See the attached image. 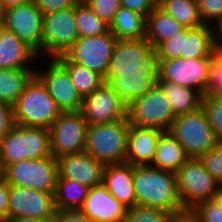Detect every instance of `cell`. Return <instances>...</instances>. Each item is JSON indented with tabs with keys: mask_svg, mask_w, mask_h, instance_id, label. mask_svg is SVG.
I'll return each instance as SVG.
<instances>
[{
	"mask_svg": "<svg viewBox=\"0 0 222 222\" xmlns=\"http://www.w3.org/2000/svg\"><path fill=\"white\" fill-rule=\"evenodd\" d=\"M52 222H93L80 210H55Z\"/></svg>",
	"mask_w": 222,
	"mask_h": 222,
	"instance_id": "obj_45",
	"label": "cell"
},
{
	"mask_svg": "<svg viewBox=\"0 0 222 222\" xmlns=\"http://www.w3.org/2000/svg\"><path fill=\"white\" fill-rule=\"evenodd\" d=\"M175 174L183 210L187 214L197 204L214 199L220 183L199 158H189Z\"/></svg>",
	"mask_w": 222,
	"mask_h": 222,
	"instance_id": "obj_6",
	"label": "cell"
},
{
	"mask_svg": "<svg viewBox=\"0 0 222 222\" xmlns=\"http://www.w3.org/2000/svg\"><path fill=\"white\" fill-rule=\"evenodd\" d=\"M133 185L138 206L158 208L175 218L188 215L183 210L175 173L150 165L133 166Z\"/></svg>",
	"mask_w": 222,
	"mask_h": 222,
	"instance_id": "obj_1",
	"label": "cell"
},
{
	"mask_svg": "<svg viewBox=\"0 0 222 222\" xmlns=\"http://www.w3.org/2000/svg\"><path fill=\"white\" fill-rule=\"evenodd\" d=\"M187 216L193 222H222V208L212 199L197 204Z\"/></svg>",
	"mask_w": 222,
	"mask_h": 222,
	"instance_id": "obj_36",
	"label": "cell"
},
{
	"mask_svg": "<svg viewBox=\"0 0 222 222\" xmlns=\"http://www.w3.org/2000/svg\"><path fill=\"white\" fill-rule=\"evenodd\" d=\"M183 52V30L173 36L170 40L163 42L155 50L156 60H170L181 58Z\"/></svg>",
	"mask_w": 222,
	"mask_h": 222,
	"instance_id": "obj_38",
	"label": "cell"
},
{
	"mask_svg": "<svg viewBox=\"0 0 222 222\" xmlns=\"http://www.w3.org/2000/svg\"><path fill=\"white\" fill-rule=\"evenodd\" d=\"M12 107L14 123L25 127L49 129L62 113L36 75L26 84Z\"/></svg>",
	"mask_w": 222,
	"mask_h": 222,
	"instance_id": "obj_2",
	"label": "cell"
},
{
	"mask_svg": "<svg viewBox=\"0 0 222 222\" xmlns=\"http://www.w3.org/2000/svg\"><path fill=\"white\" fill-rule=\"evenodd\" d=\"M212 58L156 60L157 80H167L181 86L195 88L205 96Z\"/></svg>",
	"mask_w": 222,
	"mask_h": 222,
	"instance_id": "obj_11",
	"label": "cell"
},
{
	"mask_svg": "<svg viewBox=\"0 0 222 222\" xmlns=\"http://www.w3.org/2000/svg\"><path fill=\"white\" fill-rule=\"evenodd\" d=\"M14 125L13 107L0 101V142Z\"/></svg>",
	"mask_w": 222,
	"mask_h": 222,
	"instance_id": "obj_43",
	"label": "cell"
},
{
	"mask_svg": "<svg viewBox=\"0 0 222 222\" xmlns=\"http://www.w3.org/2000/svg\"><path fill=\"white\" fill-rule=\"evenodd\" d=\"M68 72L73 85L82 98L97 90L104 78L98 73L76 63L70 62L64 55L55 58Z\"/></svg>",
	"mask_w": 222,
	"mask_h": 222,
	"instance_id": "obj_30",
	"label": "cell"
},
{
	"mask_svg": "<svg viewBox=\"0 0 222 222\" xmlns=\"http://www.w3.org/2000/svg\"><path fill=\"white\" fill-rule=\"evenodd\" d=\"M88 123L80 111L62 112L50 126L52 156L85 151Z\"/></svg>",
	"mask_w": 222,
	"mask_h": 222,
	"instance_id": "obj_9",
	"label": "cell"
},
{
	"mask_svg": "<svg viewBox=\"0 0 222 222\" xmlns=\"http://www.w3.org/2000/svg\"><path fill=\"white\" fill-rule=\"evenodd\" d=\"M120 3L121 7L137 12L146 18L156 8L152 0H120Z\"/></svg>",
	"mask_w": 222,
	"mask_h": 222,
	"instance_id": "obj_44",
	"label": "cell"
},
{
	"mask_svg": "<svg viewBox=\"0 0 222 222\" xmlns=\"http://www.w3.org/2000/svg\"><path fill=\"white\" fill-rule=\"evenodd\" d=\"M89 8L108 26L121 8L120 0H93Z\"/></svg>",
	"mask_w": 222,
	"mask_h": 222,
	"instance_id": "obj_40",
	"label": "cell"
},
{
	"mask_svg": "<svg viewBox=\"0 0 222 222\" xmlns=\"http://www.w3.org/2000/svg\"><path fill=\"white\" fill-rule=\"evenodd\" d=\"M156 7L162 5L166 0H152Z\"/></svg>",
	"mask_w": 222,
	"mask_h": 222,
	"instance_id": "obj_55",
	"label": "cell"
},
{
	"mask_svg": "<svg viewBox=\"0 0 222 222\" xmlns=\"http://www.w3.org/2000/svg\"><path fill=\"white\" fill-rule=\"evenodd\" d=\"M159 7L186 28L204 25L198 13L197 0H166Z\"/></svg>",
	"mask_w": 222,
	"mask_h": 222,
	"instance_id": "obj_32",
	"label": "cell"
},
{
	"mask_svg": "<svg viewBox=\"0 0 222 222\" xmlns=\"http://www.w3.org/2000/svg\"><path fill=\"white\" fill-rule=\"evenodd\" d=\"M204 168L219 182L222 183V142L199 158Z\"/></svg>",
	"mask_w": 222,
	"mask_h": 222,
	"instance_id": "obj_37",
	"label": "cell"
},
{
	"mask_svg": "<svg viewBox=\"0 0 222 222\" xmlns=\"http://www.w3.org/2000/svg\"><path fill=\"white\" fill-rule=\"evenodd\" d=\"M3 21H4V9L2 7L0 0V27H3Z\"/></svg>",
	"mask_w": 222,
	"mask_h": 222,
	"instance_id": "obj_52",
	"label": "cell"
},
{
	"mask_svg": "<svg viewBox=\"0 0 222 222\" xmlns=\"http://www.w3.org/2000/svg\"><path fill=\"white\" fill-rule=\"evenodd\" d=\"M34 3L43 15L63 11L74 6L72 0H35Z\"/></svg>",
	"mask_w": 222,
	"mask_h": 222,
	"instance_id": "obj_42",
	"label": "cell"
},
{
	"mask_svg": "<svg viewBox=\"0 0 222 222\" xmlns=\"http://www.w3.org/2000/svg\"><path fill=\"white\" fill-rule=\"evenodd\" d=\"M55 210L54 193L9 185L8 218L53 220Z\"/></svg>",
	"mask_w": 222,
	"mask_h": 222,
	"instance_id": "obj_14",
	"label": "cell"
},
{
	"mask_svg": "<svg viewBox=\"0 0 222 222\" xmlns=\"http://www.w3.org/2000/svg\"><path fill=\"white\" fill-rule=\"evenodd\" d=\"M189 159L185 150L170 132H163L158 140L155 157L152 161L154 168L176 173Z\"/></svg>",
	"mask_w": 222,
	"mask_h": 222,
	"instance_id": "obj_25",
	"label": "cell"
},
{
	"mask_svg": "<svg viewBox=\"0 0 222 222\" xmlns=\"http://www.w3.org/2000/svg\"><path fill=\"white\" fill-rule=\"evenodd\" d=\"M53 220H40L31 217L8 218L5 222H52Z\"/></svg>",
	"mask_w": 222,
	"mask_h": 222,
	"instance_id": "obj_49",
	"label": "cell"
},
{
	"mask_svg": "<svg viewBox=\"0 0 222 222\" xmlns=\"http://www.w3.org/2000/svg\"><path fill=\"white\" fill-rule=\"evenodd\" d=\"M127 210L103 184L90 188L80 208L93 222H123Z\"/></svg>",
	"mask_w": 222,
	"mask_h": 222,
	"instance_id": "obj_20",
	"label": "cell"
},
{
	"mask_svg": "<svg viewBox=\"0 0 222 222\" xmlns=\"http://www.w3.org/2000/svg\"><path fill=\"white\" fill-rule=\"evenodd\" d=\"M75 20L79 37H93L109 31V26L89 6H75Z\"/></svg>",
	"mask_w": 222,
	"mask_h": 222,
	"instance_id": "obj_33",
	"label": "cell"
},
{
	"mask_svg": "<svg viewBox=\"0 0 222 222\" xmlns=\"http://www.w3.org/2000/svg\"><path fill=\"white\" fill-rule=\"evenodd\" d=\"M155 58V50L146 39L118 40L110 58L104 82L108 83L118 71L141 70Z\"/></svg>",
	"mask_w": 222,
	"mask_h": 222,
	"instance_id": "obj_17",
	"label": "cell"
},
{
	"mask_svg": "<svg viewBox=\"0 0 222 222\" xmlns=\"http://www.w3.org/2000/svg\"><path fill=\"white\" fill-rule=\"evenodd\" d=\"M169 132L181 144L189 158H200L218 143L202 107L177 115Z\"/></svg>",
	"mask_w": 222,
	"mask_h": 222,
	"instance_id": "obj_5",
	"label": "cell"
},
{
	"mask_svg": "<svg viewBox=\"0 0 222 222\" xmlns=\"http://www.w3.org/2000/svg\"><path fill=\"white\" fill-rule=\"evenodd\" d=\"M58 177L77 181L92 188L102 184L105 165L86 151L57 158Z\"/></svg>",
	"mask_w": 222,
	"mask_h": 222,
	"instance_id": "obj_19",
	"label": "cell"
},
{
	"mask_svg": "<svg viewBox=\"0 0 222 222\" xmlns=\"http://www.w3.org/2000/svg\"><path fill=\"white\" fill-rule=\"evenodd\" d=\"M36 55L12 31L0 27V69H29L24 65Z\"/></svg>",
	"mask_w": 222,
	"mask_h": 222,
	"instance_id": "obj_23",
	"label": "cell"
},
{
	"mask_svg": "<svg viewBox=\"0 0 222 222\" xmlns=\"http://www.w3.org/2000/svg\"><path fill=\"white\" fill-rule=\"evenodd\" d=\"M4 177L9 185L55 193L58 163L53 156L25 159L8 165Z\"/></svg>",
	"mask_w": 222,
	"mask_h": 222,
	"instance_id": "obj_7",
	"label": "cell"
},
{
	"mask_svg": "<svg viewBox=\"0 0 222 222\" xmlns=\"http://www.w3.org/2000/svg\"><path fill=\"white\" fill-rule=\"evenodd\" d=\"M175 117L169 99L157 85L127 105V119L138 127L169 132Z\"/></svg>",
	"mask_w": 222,
	"mask_h": 222,
	"instance_id": "obj_8",
	"label": "cell"
},
{
	"mask_svg": "<svg viewBox=\"0 0 222 222\" xmlns=\"http://www.w3.org/2000/svg\"><path fill=\"white\" fill-rule=\"evenodd\" d=\"M34 2L35 0H1V4L4 10L10 7L26 5Z\"/></svg>",
	"mask_w": 222,
	"mask_h": 222,
	"instance_id": "obj_48",
	"label": "cell"
},
{
	"mask_svg": "<svg viewBox=\"0 0 222 222\" xmlns=\"http://www.w3.org/2000/svg\"><path fill=\"white\" fill-rule=\"evenodd\" d=\"M184 28L163 9L156 7L147 17L145 39L156 50L163 42L170 40Z\"/></svg>",
	"mask_w": 222,
	"mask_h": 222,
	"instance_id": "obj_26",
	"label": "cell"
},
{
	"mask_svg": "<svg viewBox=\"0 0 222 222\" xmlns=\"http://www.w3.org/2000/svg\"><path fill=\"white\" fill-rule=\"evenodd\" d=\"M218 205L222 208V183L219 184V187L214 195V199Z\"/></svg>",
	"mask_w": 222,
	"mask_h": 222,
	"instance_id": "obj_50",
	"label": "cell"
},
{
	"mask_svg": "<svg viewBox=\"0 0 222 222\" xmlns=\"http://www.w3.org/2000/svg\"><path fill=\"white\" fill-rule=\"evenodd\" d=\"M128 119L88 125L85 151L104 165L125 163Z\"/></svg>",
	"mask_w": 222,
	"mask_h": 222,
	"instance_id": "obj_4",
	"label": "cell"
},
{
	"mask_svg": "<svg viewBox=\"0 0 222 222\" xmlns=\"http://www.w3.org/2000/svg\"><path fill=\"white\" fill-rule=\"evenodd\" d=\"M4 167H3V164H2V160L0 158V178H3L4 177Z\"/></svg>",
	"mask_w": 222,
	"mask_h": 222,
	"instance_id": "obj_54",
	"label": "cell"
},
{
	"mask_svg": "<svg viewBox=\"0 0 222 222\" xmlns=\"http://www.w3.org/2000/svg\"><path fill=\"white\" fill-rule=\"evenodd\" d=\"M102 184L128 209L137 205L132 165L127 163L105 165Z\"/></svg>",
	"mask_w": 222,
	"mask_h": 222,
	"instance_id": "obj_22",
	"label": "cell"
},
{
	"mask_svg": "<svg viewBox=\"0 0 222 222\" xmlns=\"http://www.w3.org/2000/svg\"><path fill=\"white\" fill-rule=\"evenodd\" d=\"M157 86L169 99L175 116L192 112L202 107L204 94L199 90L167 80H157Z\"/></svg>",
	"mask_w": 222,
	"mask_h": 222,
	"instance_id": "obj_24",
	"label": "cell"
},
{
	"mask_svg": "<svg viewBox=\"0 0 222 222\" xmlns=\"http://www.w3.org/2000/svg\"><path fill=\"white\" fill-rule=\"evenodd\" d=\"M43 14L35 3L14 6L4 10L3 27L12 31L37 54L42 49Z\"/></svg>",
	"mask_w": 222,
	"mask_h": 222,
	"instance_id": "obj_15",
	"label": "cell"
},
{
	"mask_svg": "<svg viewBox=\"0 0 222 222\" xmlns=\"http://www.w3.org/2000/svg\"><path fill=\"white\" fill-rule=\"evenodd\" d=\"M116 42L117 38L110 31L93 37H79L63 55L70 62L80 64L105 78Z\"/></svg>",
	"mask_w": 222,
	"mask_h": 222,
	"instance_id": "obj_10",
	"label": "cell"
},
{
	"mask_svg": "<svg viewBox=\"0 0 222 222\" xmlns=\"http://www.w3.org/2000/svg\"><path fill=\"white\" fill-rule=\"evenodd\" d=\"M52 156L50 132L42 127L15 124L0 142V158L4 169L25 159Z\"/></svg>",
	"mask_w": 222,
	"mask_h": 222,
	"instance_id": "obj_3",
	"label": "cell"
},
{
	"mask_svg": "<svg viewBox=\"0 0 222 222\" xmlns=\"http://www.w3.org/2000/svg\"><path fill=\"white\" fill-rule=\"evenodd\" d=\"M89 190L88 186L79 184L77 181L57 178L54 193L55 209L80 210Z\"/></svg>",
	"mask_w": 222,
	"mask_h": 222,
	"instance_id": "obj_29",
	"label": "cell"
},
{
	"mask_svg": "<svg viewBox=\"0 0 222 222\" xmlns=\"http://www.w3.org/2000/svg\"><path fill=\"white\" fill-rule=\"evenodd\" d=\"M34 75L29 69H0V101L13 106Z\"/></svg>",
	"mask_w": 222,
	"mask_h": 222,
	"instance_id": "obj_31",
	"label": "cell"
},
{
	"mask_svg": "<svg viewBox=\"0 0 222 222\" xmlns=\"http://www.w3.org/2000/svg\"><path fill=\"white\" fill-rule=\"evenodd\" d=\"M9 184L6 178H0V222L8 219Z\"/></svg>",
	"mask_w": 222,
	"mask_h": 222,
	"instance_id": "obj_46",
	"label": "cell"
},
{
	"mask_svg": "<svg viewBox=\"0 0 222 222\" xmlns=\"http://www.w3.org/2000/svg\"><path fill=\"white\" fill-rule=\"evenodd\" d=\"M213 33L211 28L205 24L197 28L185 27L183 29V52H181V58H212L215 54Z\"/></svg>",
	"mask_w": 222,
	"mask_h": 222,
	"instance_id": "obj_27",
	"label": "cell"
},
{
	"mask_svg": "<svg viewBox=\"0 0 222 222\" xmlns=\"http://www.w3.org/2000/svg\"><path fill=\"white\" fill-rule=\"evenodd\" d=\"M173 222H193L188 216L176 218Z\"/></svg>",
	"mask_w": 222,
	"mask_h": 222,
	"instance_id": "obj_53",
	"label": "cell"
},
{
	"mask_svg": "<svg viewBox=\"0 0 222 222\" xmlns=\"http://www.w3.org/2000/svg\"><path fill=\"white\" fill-rule=\"evenodd\" d=\"M162 133L157 128L129 124L125 163L132 166L151 165Z\"/></svg>",
	"mask_w": 222,
	"mask_h": 222,
	"instance_id": "obj_21",
	"label": "cell"
},
{
	"mask_svg": "<svg viewBox=\"0 0 222 222\" xmlns=\"http://www.w3.org/2000/svg\"><path fill=\"white\" fill-rule=\"evenodd\" d=\"M80 113L88 125L112 123L127 118V105L108 83L82 100Z\"/></svg>",
	"mask_w": 222,
	"mask_h": 222,
	"instance_id": "obj_13",
	"label": "cell"
},
{
	"mask_svg": "<svg viewBox=\"0 0 222 222\" xmlns=\"http://www.w3.org/2000/svg\"><path fill=\"white\" fill-rule=\"evenodd\" d=\"M42 50L52 58L63 55L79 38L75 20V6L43 15Z\"/></svg>",
	"mask_w": 222,
	"mask_h": 222,
	"instance_id": "obj_12",
	"label": "cell"
},
{
	"mask_svg": "<svg viewBox=\"0 0 222 222\" xmlns=\"http://www.w3.org/2000/svg\"><path fill=\"white\" fill-rule=\"evenodd\" d=\"M217 22H218L217 26L219 27L218 29H219V33H220L219 36H221V39H222V19L218 20ZM217 39L218 38L216 37L215 33H213L214 53L219 55V56H222V42L221 43H220V41L218 42Z\"/></svg>",
	"mask_w": 222,
	"mask_h": 222,
	"instance_id": "obj_47",
	"label": "cell"
},
{
	"mask_svg": "<svg viewBox=\"0 0 222 222\" xmlns=\"http://www.w3.org/2000/svg\"><path fill=\"white\" fill-rule=\"evenodd\" d=\"M198 13L206 25V20L222 19V0H197Z\"/></svg>",
	"mask_w": 222,
	"mask_h": 222,
	"instance_id": "obj_41",
	"label": "cell"
},
{
	"mask_svg": "<svg viewBox=\"0 0 222 222\" xmlns=\"http://www.w3.org/2000/svg\"><path fill=\"white\" fill-rule=\"evenodd\" d=\"M147 18L121 7L109 26V31L118 40H138L146 38Z\"/></svg>",
	"mask_w": 222,
	"mask_h": 222,
	"instance_id": "obj_28",
	"label": "cell"
},
{
	"mask_svg": "<svg viewBox=\"0 0 222 222\" xmlns=\"http://www.w3.org/2000/svg\"><path fill=\"white\" fill-rule=\"evenodd\" d=\"M74 6H88L93 0H72Z\"/></svg>",
	"mask_w": 222,
	"mask_h": 222,
	"instance_id": "obj_51",
	"label": "cell"
},
{
	"mask_svg": "<svg viewBox=\"0 0 222 222\" xmlns=\"http://www.w3.org/2000/svg\"><path fill=\"white\" fill-rule=\"evenodd\" d=\"M158 68L154 58L141 70L118 71L108 84L120 96L122 101L129 105L133 100L143 96L157 85Z\"/></svg>",
	"mask_w": 222,
	"mask_h": 222,
	"instance_id": "obj_18",
	"label": "cell"
},
{
	"mask_svg": "<svg viewBox=\"0 0 222 222\" xmlns=\"http://www.w3.org/2000/svg\"><path fill=\"white\" fill-rule=\"evenodd\" d=\"M175 219L167 211L136 205L127 210L123 222H173Z\"/></svg>",
	"mask_w": 222,
	"mask_h": 222,
	"instance_id": "obj_34",
	"label": "cell"
},
{
	"mask_svg": "<svg viewBox=\"0 0 222 222\" xmlns=\"http://www.w3.org/2000/svg\"><path fill=\"white\" fill-rule=\"evenodd\" d=\"M51 59L48 71L43 74L35 72V75L62 112L80 111L83 98L77 92L67 70L55 58Z\"/></svg>",
	"mask_w": 222,
	"mask_h": 222,
	"instance_id": "obj_16",
	"label": "cell"
},
{
	"mask_svg": "<svg viewBox=\"0 0 222 222\" xmlns=\"http://www.w3.org/2000/svg\"><path fill=\"white\" fill-rule=\"evenodd\" d=\"M202 108L212 127L216 140L222 142V96L205 95Z\"/></svg>",
	"mask_w": 222,
	"mask_h": 222,
	"instance_id": "obj_35",
	"label": "cell"
},
{
	"mask_svg": "<svg viewBox=\"0 0 222 222\" xmlns=\"http://www.w3.org/2000/svg\"><path fill=\"white\" fill-rule=\"evenodd\" d=\"M207 96H222V56L214 54L208 84L205 89Z\"/></svg>",
	"mask_w": 222,
	"mask_h": 222,
	"instance_id": "obj_39",
	"label": "cell"
}]
</instances>
